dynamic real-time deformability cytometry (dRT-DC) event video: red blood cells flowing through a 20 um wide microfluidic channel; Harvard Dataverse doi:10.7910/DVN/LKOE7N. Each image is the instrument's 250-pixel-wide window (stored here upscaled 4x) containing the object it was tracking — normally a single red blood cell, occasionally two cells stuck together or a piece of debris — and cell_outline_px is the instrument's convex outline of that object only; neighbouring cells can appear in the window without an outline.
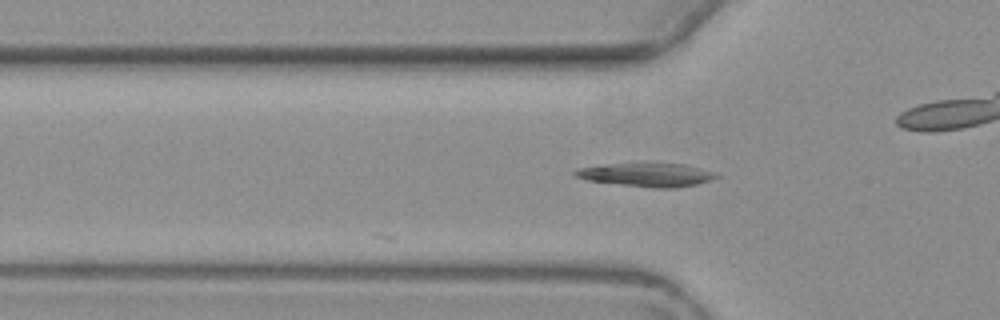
{"species": "common noctule bat (a hibernating species)", "species_latin": "Nyctalus noctula", "temperature_condition": "warm", "stored_images_in_passage": 8, "camera_frame_rate_fps": 3000, "um_per_image_px": 0.085, "animal": {"sex": "female", "body_mass_g": 19.3, "forearm_length_mm": 54.1}, "frame": {"image": 1, "passage_image": 5, "time_ms": 5.0, "image_size_px": [1000, 320], "cell_outline_px": [[720, 176], [696, 184], [676, 188], [656, 188], [620, 184], [588, 180], [576, 176], [572, 172], [580, 168], [612, 164], [684, 164], [716, 172]], "centroid_in_image_um": [55.03, 14.87], "position_along_channel_um": 70.8, "area_um2": 18.79}}